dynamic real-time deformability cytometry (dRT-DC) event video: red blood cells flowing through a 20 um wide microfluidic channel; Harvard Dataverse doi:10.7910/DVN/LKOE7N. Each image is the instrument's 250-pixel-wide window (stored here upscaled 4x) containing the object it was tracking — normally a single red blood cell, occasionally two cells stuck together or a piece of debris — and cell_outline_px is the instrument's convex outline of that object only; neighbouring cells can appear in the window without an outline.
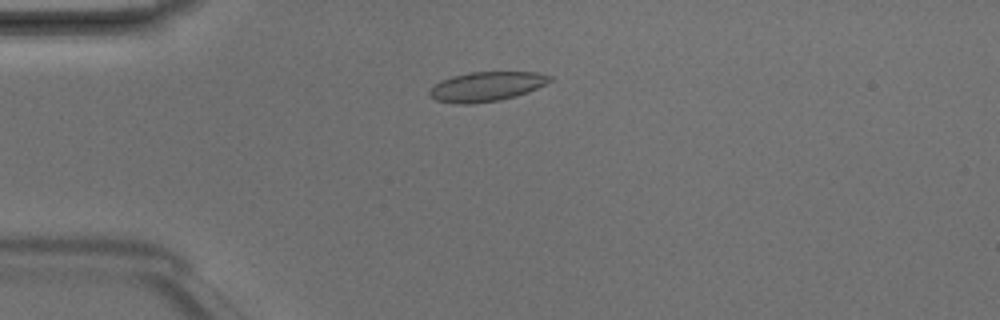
{"species": "Egyptian fruit bat (a non-hibernating species)", "species_latin": "Rousettus aegyptiacus", "temperature_condition": "room temperature", "stored_images_in_passage": 6, "camera_frame_rate_fps": 3000, "um_per_image_px": 0.085, "animal": {"sex": "male"}, "frame": {"image": 1, "passage_image": 3, "time_ms": 0.667, "image_size_px": [1000, 320], "cell_outline_px": [[552, 80], [528, 92], [516, 96], [500, 100], [468, 104], [460, 104], [436, 100], [428, 96], [428, 92], [436, 84], [452, 76], [472, 72], [536, 72], [552, 76]], "centroid_in_image_um": [41.35, 7.36], "position_along_channel_um": 43.6, "area_um2": 20.46}}
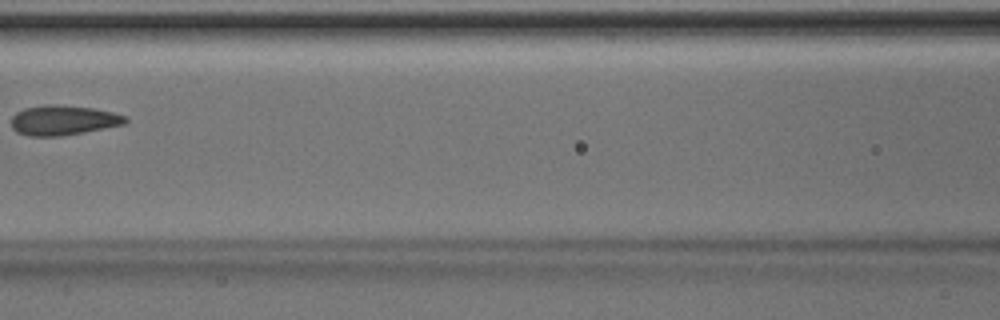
{"frame": {"image": 2, "passage_image": 6, "time_ms": 1.667, "image_size_px": [1000, 320], "cell_outline_px": [[128, 120], [124, 124], [84, 132], [60, 136], [28, 136], [16, 132], [12, 128], [12, 116], [16, 112], [24, 108], [48, 104], [52, 104], [92, 108], [112, 112], [128, 116]], "centroid_in_image_um": [5.36, 10.22], "position_along_channel_um": 161.2, "area_um2": 19.83}}